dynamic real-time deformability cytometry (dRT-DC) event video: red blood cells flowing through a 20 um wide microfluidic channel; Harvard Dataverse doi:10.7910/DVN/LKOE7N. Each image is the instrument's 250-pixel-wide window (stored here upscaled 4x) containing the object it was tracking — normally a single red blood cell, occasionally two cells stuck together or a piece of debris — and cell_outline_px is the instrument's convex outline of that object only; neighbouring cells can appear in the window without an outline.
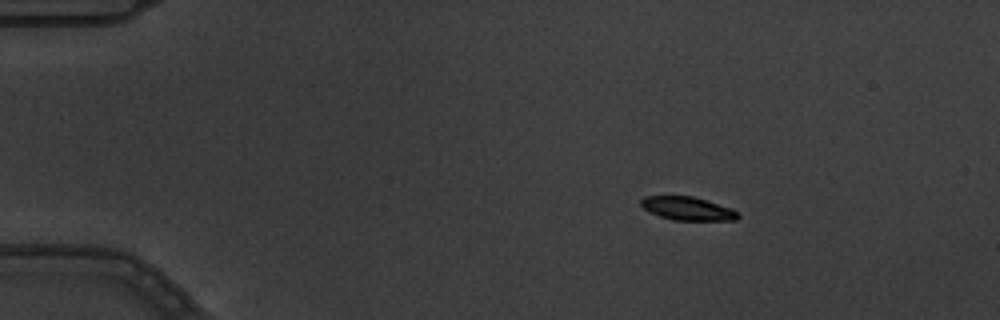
{"species": "common noctule bat (a hibernating species)", "species_latin": "Nyctalus noctula", "temperature_condition": "warm", "stored_images_in_passage": 3, "camera_frame_rate_fps": 3000, "um_per_image_px": 0.085, "animal": {"sex": "male", "body_mass_g": 19.5, "forearm_length_mm": 54.6}, "frame": {"image": 1, "passage_image": 1, "time_ms": 0.0, "image_size_px": [1000, 320], "cell_outline_px": [[740, 216], [736, 220], [672, 220], [648, 212], [640, 204], [640, 200], [644, 196], [692, 196], [732, 208], [740, 212]], "centroid_in_image_um": [58.45, 17.73], "position_along_channel_um": 26.6, "area_um2": 13.29}}